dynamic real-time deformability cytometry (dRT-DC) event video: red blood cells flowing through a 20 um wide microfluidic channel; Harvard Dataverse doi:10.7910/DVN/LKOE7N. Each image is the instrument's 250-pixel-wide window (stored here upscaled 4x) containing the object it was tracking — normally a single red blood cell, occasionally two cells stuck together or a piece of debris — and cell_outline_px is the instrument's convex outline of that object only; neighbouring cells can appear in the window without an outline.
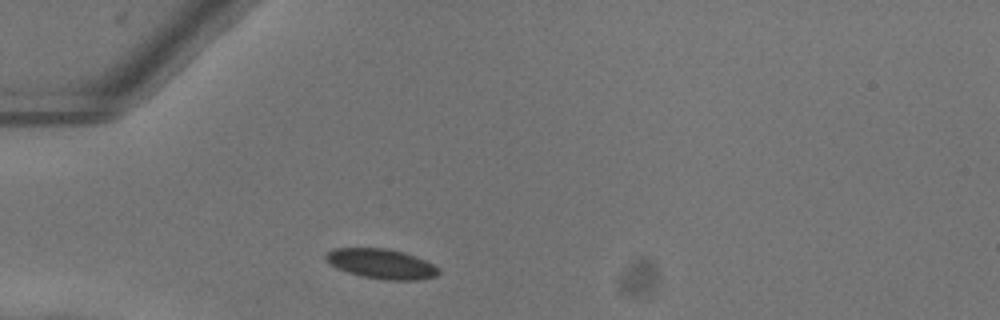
{"species": "common noctule bat (a hibernating species)", "species_latin": "Nyctalus noctula", "temperature_condition": "warm", "stored_images_in_passage": 37, "camera_frame_rate_fps": 3000, "um_per_image_px": 0.085, "animal": {"sex": "female"}, "frame": {"image": 1, "passage_image": 1, "time_ms": 0.0, "image_size_px": [1000, 320], "cell_outline_px": [[440, 272], [436, 276], [416, 280], [384, 280], [364, 276], [348, 272], [336, 268], [324, 260], [324, 256], [332, 248], [384, 248], [404, 252], [424, 260], [440, 268]], "centroid_in_image_um": [32.39, 22.42], "position_along_channel_um": 52.6, "area_um2": 19.59}}
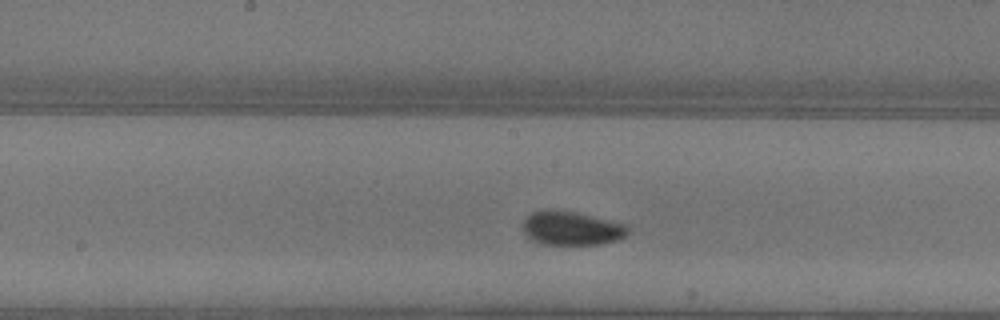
{"frame": {"image": 2, "passage_image": 13, "time_ms": 4.0, "image_size_px": [1000, 320], "cell_outline_px": [[632, 232], [616, 240], [600, 244], [544, 244], [532, 240], [524, 232], [524, 220], [532, 212], [548, 208], [576, 212], [628, 224]], "centroid_in_image_um": [48.63, 19.38], "position_along_channel_um": 199.6, "area_um2": 20.87}}
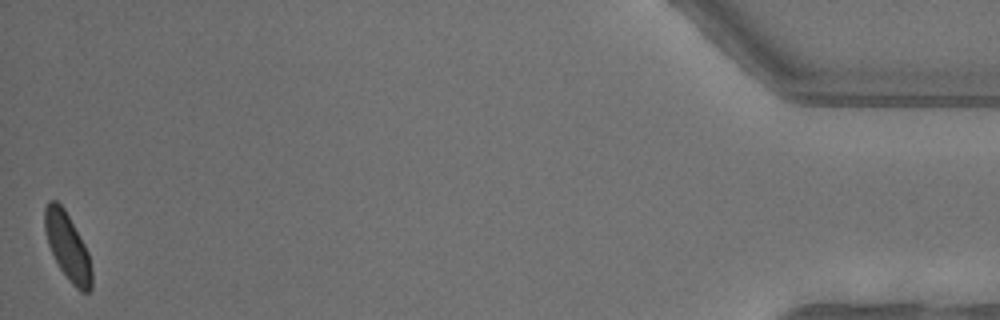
{"frame": {"image": 3, "passage_image": 37, "time_ms": 12.0, "image_size_px": [1000, 320], "cell_outline_px": [[92, 288], [88, 292], [80, 292], [72, 284], [60, 268], [48, 244], [44, 232], [44, 208], [48, 200], [56, 200], [64, 208], [84, 244], [88, 252], [92, 272]], "centroid_in_image_um": [5.73, 20.95], "position_along_channel_um": 429.5, "area_um2": 18.26}, "authors_computed_cell_mechanics": {"area_um2": 19.5364, "velocity_mm_per_s": 4.0314, "shape_relaxation_time_tau1_ms": 2.5607, "shape_relaxation_time_tau2_ms": null, "deformation_change_tau1": 0.0925, "deformation_change_tau2": null}}